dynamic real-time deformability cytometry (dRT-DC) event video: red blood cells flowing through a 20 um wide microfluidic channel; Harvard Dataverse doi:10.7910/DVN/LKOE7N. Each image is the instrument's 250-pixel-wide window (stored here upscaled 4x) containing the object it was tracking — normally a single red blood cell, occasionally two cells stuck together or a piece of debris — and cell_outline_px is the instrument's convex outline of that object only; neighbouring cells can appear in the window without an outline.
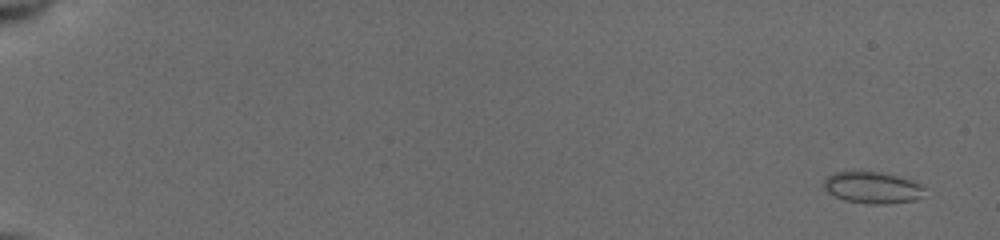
{"species": "common noctule bat (a hibernating species)", "species_latin": "Nyctalus noctula", "temperature_condition": "cold", "stored_images_in_passage": 54, "segment_of_instrument_passage": [1, 2], "camera_frame_rate_fps": 3000, "um_per_image_px": 0.085, "animal": {"sex": "female", "body_mass_g": 19.5, "forearm_length_mm": 54.1}, "frame": {"image": 1, "passage_image": 3, "time_ms": 0.667, "image_size_px": [1000, 240], "cell_outline_px": [[924, 188], [920, 196], [916, 200], [888, 204], [868, 204], [844, 200], [828, 192], [824, 188], [824, 180], [828, 176], [836, 172], [880, 172], [896, 176], [924, 184]], "centroid_in_image_um": [74.17, 15.96], "position_along_channel_um": 10.8, "area_um2": 18.38}}
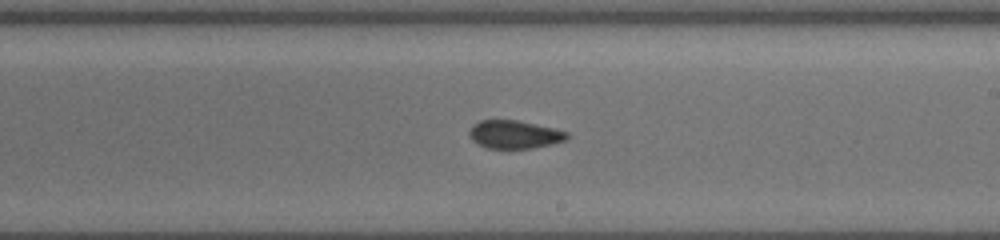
{"frame": {"image": 2, "passage_image": 33, "time_ms": 11.333, "image_size_px": [1000, 240], "cell_outline_px": [[568, 140], [552, 144], [532, 148], [488, 148], [472, 140], [468, 136], [468, 132], [472, 124], [480, 120], [516, 120], [556, 128], [568, 132]], "centroid_in_image_um": [43.74, 11.42], "position_along_channel_um": 245.3, "area_um2": 16.13}}
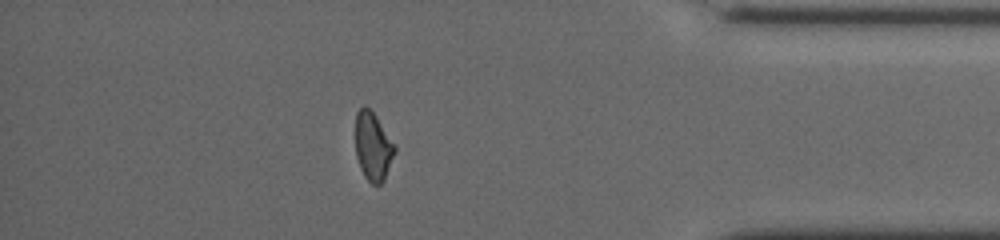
{"frame": {"image": 3, "passage_image": 47, "time_ms": 16.0, "image_size_px": [1000, 240], "cell_outline_px": [[396, 152], [384, 180], [380, 184], [372, 184], [364, 176], [360, 168], [356, 156], [356, 112], [364, 104], [376, 116], [396, 144]], "centroid_in_image_um": [31.72, 12.44], "position_along_channel_um": 403.5, "area_um2": 15.78}}